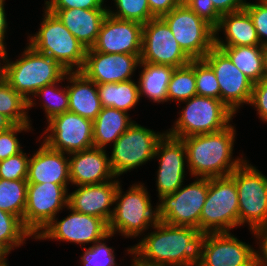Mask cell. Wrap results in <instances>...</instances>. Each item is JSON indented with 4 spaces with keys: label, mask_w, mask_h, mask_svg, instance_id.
<instances>
[{
    "label": "cell",
    "mask_w": 267,
    "mask_h": 266,
    "mask_svg": "<svg viewBox=\"0 0 267 266\" xmlns=\"http://www.w3.org/2000/svg\"><path fill=\"white\" fill-rule=\"evenodd\" d=\"M216 47L220 48L254 84L263 79L264 57L262 45Z\"/></svg>",
    "instance_id": "cell-30"
},
{
    "label": "cell",
    "mask_w": 267,
    "mask_h": 266,
    "mask_svg": "<svg viewBox=\"0 0 267 266\" xmlns=\"http://www.w3.org/2000/svg\"><path fill=\"white\" fill-rule=\"evenodd\" d=\"M119 178L101 184L80 185L69 192L68 206L74 211L103 219L107 224L111 220L115 193Z\"/></svg>",
    "instance_id": "cell-21"
},
{
    "label": "cell",
    "mask_w": 267,
    "mask_h": 266,
    "mask_svg": "<svg viewBox=\"0 0 267 266\" xmlns=\"http://www.w3.org/2000/svg\"><path fill=\"white\" fill-rule=\"evenodd\" d=\"M28 237L35 239L19 217L0 209V252L7 257L12 250L23 246Z\"/></svg>",
    "instance_id": "cell-31"
},
{
    "label": "cell",
    "mask_w": 267,
    "mask_h": 266,
    "mask_svg": "<svg viewBox=\"0 0 267 266\" xmlns=\"http://www.w3.org/2000/svg\"><path fill=\"white\" fill-rule=\"evenodd\" d=\"M65 82V76L59 81L54 82L44 87L40 88L33 97L28 101V110L30 108L36 106V101L34 100L35 96L36 99L39 97L43 101V109L45 111V117L47 121H49L52 117L67 112L69 110V96L67 86H59V83ZM44 99V100H43ZM35 101V102H34Z\"/></svg>",
    "instance_id": "cell-32"
},
{
    "label": "cell",
    "mask_w": 267,
    "mask_h": 266,
    "mask_svg": "<svg viewBox=\"0 0 267 266\" xmlns=\"http://www.w3.org/2000/svg\"><path fill=\"white\" fill-rule=\"evenodd\" d=\"M6 44L0 43V83L6 81V66L8 60ZM3 63H2V62Z\"/></svg>",
    "instance_id": "cell-48"
},
{
    "label": "cell",
    "mask_w": 267,
    "mask_h": 266,
    "mask_svg": "<svg viewBox=\"0 0 267 266\" xmlns=\"http://www.w3.org/2000/svg\"><path fill=\"white\" fill-rule=\"evenodd\" d=\"M112 236L114 235L109 233L90 247H83L84 253L80 257V264L83 266H119L115 259L114 249L105 243V240Z\"/></svg>",
    "instance_id": "cell-38"
},
{
    "label": "cell",
    "mask_w": 267,
    "mask_h": 266,
    "mask_svg": "<svg viewBox=\"0 0 267 266\" xmlns=\"http://www.w3.org/2000/svg\"><path fill=\"white\" fill-rule=\"evenodd\" d=\"M244 9L252 18L261 45H267V3L246 2Z\"/></svg>",
    "instance_id": "cell-42"
},
{
    "label": "cell",
    "mask_w": 267,
    "mask_h": 266,
    "mask_svg": "<svg viewBox=\"0 0 267 266\" xmlns=\"http://www.w3.org/2000/svg\"><path fill=\"white\" fill-rule=\"evenodd\" d=\"M152 228V232L131 246V254L139 261L157 266H198L201 263L207 232L162 221Z\"/></svg>",
    "instance_id": "cell-1"
},
{
    "label": "cell",
    "mask_w": 267,
    "mask_h": 266,
    "mask_svg": "<svg viewBox=\"0 0 267 266\" xmlns=\"http://www.w3.org/2000/svg\"><path fill=\"white\" fill-rule=\"evenodd\" d=\"M44 131L43 142L56 151L70 154L93 147V121L70 111L52 117Z\"/></svg>",
    "instance_id": "cell-13"
},
{
    "label": "cell",
    "mask_w": 267,
    "mask_h": 266,
    "mask_svg": "<svg viewBox=\"0 0 267 266\" xmlns=\"http://www.w3.org/2000/svg\"><path fill=\"white\" fill-rule=\"evenodd\" d=\"M68 185L54 183L28 184L23 225L36 237L68 206ZM57 214V215H56Z\"/></svg>",
    "instance_id": "cell-12"
},
{
    "label": "cell",
    "mask_w": 267,
    "mask_h": 266,
    "mask_svg": "<svg viewBox=\"0 0 267 266\" xmlns=\"http://www.w3.org/2000/svg\"><path fill=\"white\" fill-rule=\"evenodd\" d=\"M27 110L28 101L6 81L0 83V113L9 118L14 124H31Z\"/></svg>",
    "instance_id": "cell-36"
},
{
    "label": "cell",
    "mask_w": 267,
    "mask_h": 266,
    "mask_svg": "<svg viewBox=\"0 0 267 266\" xmlns=\"http://www.w3.org/2000/svg\"><path fill=\"white\" fill-rule=\"evenodd\" d=\"M107 154L105 149L95 147L68 154L71 185L101 184L115 179Z\"/></svg>",
    "instance_id": "cell-22"
},
{
    "label": "cell",
    "mask_w": 267,
    "mask_h": 266,
    "mask_svg": "<svg viewBox=\"0 0 267 266\" xmlns=\"http://www.w3.org/2000/svg\"><path fill=\"white\" fill-rule=\"evenodd\" d=\"M125 111L103 107L93 121V147L105 149L133 124L134 120Z\"/></svg>",
    "instance_id": "cell-27"
},
{
    "label": "cell",
    "mask_w": 267,
    "mask_h": 266,
    "mask_svg": "<svg viewBox=\"0 0 267 266\" xmlns=\"http://www.w3.org/2000/svg\"><path fill=\"white\" fill-rule=\"evenodd\" d=\"M168 101L181 103L197 95L195 59L182 67L175 68L168 84Z\"/></svg>",
    "instance_id": "cell-34"
},
{
    "label": "cell",
    "mask_w": 267,
    "mask_h": 266,
    "mask_svg": "<svg viewBox=\"0 0 267 266\" xmlns=\"http://www.w3.org/2000/svg\"><path fill=\"white\" fill-rule=\"evenodd\" d=\"M49 148L44 142L30 156L26 181L28 184L54 183L69 185V155Z\"/></svg>",
    "instance_id": "cell-23"
},
{
    "label": "cell",
    "mask_w": 267,
    "mask_h": 266,
    "mask_svg": "<svg viewBox=\"0 0 267 266\" xmlns=\"http://www.w3.org/2000/svg\"><path fill=\"white\" fill-rule=\"evenodd\" d=\"M118 184L113 214L108 223L109 233L136 238L152 228L158 220L157 205L153 208L150 194L144 183H134L125 193ZM124 193V194H123Z\"/></svg>",
    "instance_id": "cell-3"
},
{
    "label": "cell",
    "mask_w": 267,
    "mask_h": 266,
    "mask_svg": "<svg viewBox=\"0 0 267 266\" xmlns=\"http://www.w3.org/2000/svg\"><path fill=\"white\" fill-rule=\"evenodd\" d=\"M208 193V178L196 177L176 192L157 202L158 220L173 226H190L199 230L200 215Z\"/></svg>",
    "instance_id": "cell-11"
},
{
    "label": "cell",
    "mask_w": 267,
    "mask_h": 266,
    "mask_svg": "<svg viewBox=\"0 0 267 266\" xmlns=\"http://www.w3.org/2000/svg\"><path fill=\"white\" fill-rule=\"evenodd\" d=\"M71 212L66 218L55 217L35 237L39 240L66 241L81 245L94 244L109 234L108 224L101 218L82 214L67 206Z\"/></svg>",
    "instance_id": "cell-14"
},
{
    "label": "cell",
    "mask_w": 267,
    "mask_h": 266,
    "mask_svg": "<svg viewBox=\"0 0 267 266\" xmlns=\"http://www.w3.org/2000/svg\"><path fill=\"white\" fill-rule=\"evenodd\" d=\"M248 266H258L257 264H256V262H255V260L251 263V264H249Z\"/></svg>",
    "instance_id": "cell-53"
},
{
    "label": "cell",
    "mask_w": 267,
    "mask_h": 266,
    "mask_svg": "<svg viewBox=\"0 0 267 266\" xmlns=\"http://www.w3.org/2000/svg\"><path fill=\"white\" fill-rule=\"evenodd\" d=\"M214 30L215 46L261 45L252 18L245 9L221 15L219 25ZM222 30L225 40L219 37Z\"/></svg>",
    "instance_id": "cell-26"
},
{
    "label": "cell",
    "mask_w": 267,
    "mask_h": 266,
    "mask_svg": "<svg viewBox=\"0 0 267 266\" xmlns=\"http://www.w3.org/2000/svg\"><path fill=\"white\" fill-rule=\"evenodd\" d=\"M54 13L63 25L76 37L86 49L92 48L107 9H47Z\"/></svg>",
    "instance_id": "cell-24"
},
{
    "label": "cell",
    "mask_w": 267,
    "mask_h": 266,
    "mask_svg": "<svg viewBox=\"0 0 267 266\" xmlns=\"http://www.w3.org/2000/svg\"><path fill=\"white\" fill-rule=\"evenodd\" d=\"M195 80L198 96L220 100V87L215 72L204 59H195Z\"/></svg>",
    "instance_id": "cell-39"
},
{
    "label": "cell",
    "mask_w": 267,
    "mask_h": 266,
    "mask_svg": "<svg viewBox=\"0 0 267 266\" xmlns=\"http://www.w3.org/2000/svg\"><path fill=\"white\" fill-rule=\"evenodd\" d=\"M65 80L69 96V110L94 121L102 110L97 84L81 71H67Z\"/></svg>",
    "instance_id": "cell-25"
},
{
    "label": "cell",
    "mask_w": 267,
    "mask_h": 266,
    "mask_svg": "<svg viewBox=\"0 0 267 266\" xmlns=\"http://www.w3.org/2000/svg\"><path fill=\"white\" fill-rule=\"evenodd\" d=\"M5 0H0V43L6 44L5 37L7 33V17H6V11H5Z\"/></svg>",
    "instance_id": "cell-47"
},
{
    "label": "cell",
    "mask_w": 267,
    "mask_h": 266,
    "mask_svg": "<svg viewBox=\"0 0 267 266\" xmlns=\"http://www.w3.org/2000/svg\"><path fill=\"white\" fill-rule=\"evenodd\" d=\"M114 10L107 9L108 14L122 20H132L142 24L156 18L149 9L148 0H114Z\"/></svg>",
    "instance_id": "cell-37"
},
{
    "label": "cell",
    "mask_w": 267,
    "mask_h": 266,
    "mask_svg": "<svg viewBox=\"0 0 267 266\" xmlns=\"http://www.w3.org/2000/svg\"><path fill=\"white\" fill-rule=\"evenodd\" d=\"M254 251L231 232L207 233L198 266H248L255 260Z\"/></svg>",
    "instance_id": "cell-20"
},
{
    "label": "cell",
    "mask_w": 267,
    "mask_h": 266,
    "mask_svg": "<svg viewBox=\"0 0 267 266\" xmlns=\"http://www.w3.org/2000/svg\"><path fill=\"white\" fill-rule=\"evenodd\" d=\"M102 107H111L128 113L140 101L138 84L134 80L97 84Z\"/></svg>",
    "instance_id": "cell-29"
},
{
    "label": "cell",
    "mask_w": 267,
    "mask_h": 266,
    "mask_svg": "<svg viewBox=\"0 0 267 266\" xmlns=\"http://www.w3.org/2000/svg\"><path fill=\"white\" fill-rule=\"evenodd\" d=\"M182 103L186 106L178 113L171 129L166 130L178 139L220 131L231 124L235 115L219 99L196 95Z\"/></svg>",
    "instance_id": "cell-6"
},
{
    "label": "cell",
    "mask_w": 267,
    "mask_h": 266,
    "mask_svg": "<svg viewBox=\"0 0 267 266\" xmlns=\"http://www.w3.org/2000/svg\"><path fill=\"white\" fill-rule=\"evenodd\" d=\"M183 3L215 29L221 15L244 9L246 0H183Z\"/></svg>",
    "instance_id": "cell-33"
},
{
    "label": "cell",
    "mask_w": 267,
    "mask_h": 266,
    "mask_svg": "<svg viewBox=\"0 0 267 266\" xmlns=\"http://www.w3.org/2000/svg\"><path fill=\"white\" fill-rule=\"evenodd\" d=\"M26 180H5L0 178V209L12 213L23 222L26 198Z\"/></svg>",
    "instance_id": "cell-35"
},
{
    "label": "cell",
    "mask_w": 267,
    "mask_h": 266,
    "mask_svg": "<svg viewBox=\"0 0 267 266\" xmlns=\"http://www.w3.org/2000/svg\"><path fill=\"white\" fill-rule=\"evenodd\" d=\"M154 158H158L156 186L158 198L176 192L184 185L185 170L188 166L184 142L167 133L158 141ZM186 165V166H185Z\"/></svg>",
    "instance_id": "cell-17"
},
{
    "label": "cell",
    "mask_w": 267,
    "mask_h": 266,
    "mask_svg": "<svg viewBox=\"0 0 267 266\" xmlns=\"http://www.w3.org/2000/svg\"><path fill=\"white\" fill-rule=\"evenodd\" d=\"M215 72L220 87V100L235 114L250 103L254 83L229 57L214 46L203 58Z\"/></svg>",
    "instance_id": "cell-15"
},
{
    "label": "cell",
    "mask_w": 267,
    "mask_h": 266,
    "mask_svg": "<svg viewBox=\"0 0 267 266\" xmlns=\"http://www.w3.org/2000/svg\"><path fill=\"white\" fill-rule=\"evenodd\" d=\"M7 258L4 257L1 261H0V266H9L8 263H7Z\"/></svg>",
    "instance_id": "cell-52"
},
{
    "label": "cell",
    "mask_w": 267,
    "mask_h": 266,
    "mask_svg": "<svg viewBox=\"0 0 267 266\" xmlns=\"http://www.w3.org/2000/svg\"><path fill=\"white\" fill-rule=\"evenodd\" d=\"M249 105L254 106L261 121L267 122V79L263 78L253 85Z\"/></svg>",
    "instance_id": "cell-44"
},
{
    "label": "cell",
    "mask_w": 267,
    "mask_h": 266,
    "mask_svg": "<svg viewBox=\"0 0 267 266\" xmlns=\"http://www.w3.org/2000/svg\"><path fill=\"white\" fill-rule=\"evenodd\" d=\"M239 227V202L230 177L208 178V193L199 220V231L230 232Z\"/></svg>",
    "instance_id": "cell-7"
},
{
    "label": "cell",
    "mask_w": 267,
    "mask_h": 266,
    "mask_svg": "<svg viewBox=\"0 0 267 266\" xmlns=\"http://www.w3.org/2000/svg\"><path fill=\"white\" fill-rule=\"evenodd\" d=\"M142 29V23L107 14L91 49L110 54H141Z\"/></svg>",
    "instance_id": "cell-18"
},
{
    "label": "cell",
    "mask_w": 267,
    "mask_h": 266,
    "mask_svg": "<svg viewBox=\"0 0 267 266\" xmlns=\"http://www.w3.org/2000/svg\"><path fill=\"white\" fill-rule=\"evenodd\" d=\"M170 28L182 50L191 59H203L215 46V30L185 3L160 17Z\"/></svg>",
    "instance_id": "cell-9"
},
{
    "label": "cell",
    "mask_w": 267,
    "mask_h": 266,
    "mask_svg": "<svg viewBox=\"0 0 267 266\" xmlns=\"http://www.w3.org/2000/svg\"><path fill=\"white\" fill-rule=\"evenodd\" d=\"M29 156L23 150L0 161V178L5 180H26Z\"/></svg>",
    "instance_id": "cell-41"
},
{
    "label": "cell",
    "mask_w": 267,
    "mask_h": 266,
    "mask_svg": "<svg viewBox=\"0 0 267 266\" xmlns=\"http://www.w3.org/2000/svg\"><path fill=\"white\" fill-rule=\"evenodd\" d=\"M260 3H267V0H257Z\"/></svg>",
    "instance_id": "cell-54"
},
{
    "label": "cell",
    "mask_w": 267,
    "mask_h": 266,
    "mask_svg": "<svg viewBox=\"0 0 267 266\" xmlns=\"http://www.w3.org/2000/svg\"><path fill=\"white\" fill-rule=\"evenodd\" d=\"M140 61L178 68L189 64L192 59L182 50L168 25L159 17L143 24Z\"/></svg>",
    "instance_id": "cell-16"
},
{
    "label": "cell",
    "mask_w": 267,
    "mask_h": 266,
    "mask_svg": "<svg viewBox=\"0 0 267 266\" xmlns=\"http://www.w3.org/2000/svg\"><path fill=\"white\" fill-rule=\"evenodd\" d=\"M14 123L5 115L0 113V132L9 129Z\"/></svg>",
    "instance_id": "cell-49"
},
{
    "label": "cell",
    "mask_w": 267,
    "mask_h": 266,
    "mask_svg": "<svg viewBox=\"0 0 267 266\" xmlns=\"http://www.w3.org/2000/svg\"><path fill=\"white\" fill-rule=\"evenodd\" d=\"M252 234L255 236L256 241L259 240V250L254 251L255 262L258 266H267V227L254 229Z\"/></svg>",
    "instance_id": "cell-45"
},
{
    "label": "cell",
    "mask_w": 267,
    "mask_h": 266,
    "mask_svg": "<svg viewBox=\"0 0 267 266\" xmlns=\"http://www.w3.org/2000/svg\"><path fill=\"white\" fill-rule=\"evenodd\" d=\"M183 0H148L151 13L159 18L181 4Z\"/></svg>",
    "instance_id": "cell-46"
},
{
    "label": "cell",
    "mask_w": 267,
    "mask_h": 266,
    "mask_svg": "<svg viewBox=\"0 0 267 266\" xmlns=\"http://www.w3.org/2000/svg\"><path fill=\"white\" fill-rule=\"evenodd\" d=\"M46 9H108L104 4L105 0H46Z\"/></svg>",
    "instance_id": "cell-43"
},
{
    "label": "cell",
    "mask_w": 267,
    "mask_h": 266,
    "mask_svg": "<svg viewBox=\"0 0 267 266\" xmlns=\"http://www.w3.org/2000/svg\"><path fill=\"white\" fill-rule=\"evenodd\" d=\"M31 129V124H14L9 129L0 132V161L23 150L17 134L22 131L28 132Z\"/></svg>",
    "instance_id": "cell-40"
},
{
    "label": "cell",
    "mask_w": 267,
    "mask_h": 266,
    "mask_svg": "<svg viewBox=\"0 0 267 266\" xmlns=\"http://www.w3.org/2000/svg\"><path fill=\"white\" fill-rule=\"evenodd\" d=\"M236 183L239 227L254 230L267 227V176L245 160L229 175Z\"/></svg>",
    "instance_id": "cell-8"
},
{
    "label": "cell",
    "mask_w": 267,
    "mask_h": 266,
    "mask_svg": "<svg viewBox=\"0 0 267 266\" xmlns=\"http://www.w3.org/2000/svg\"><path fill=\"white\" fill-rule=\"evenodd\" d=\"M262 52L264 57L263 78L267 79V45L262 46Z\"/></svg>",
    "instance_id": "cell-50"
},
{
    "label": "cell",
    "mask_w": 267,
    "mask_h": 266,
    "mask_svg": "<svg viewBox=\"0 0 267 266\" xmlns=\"http://www.w3.org/2000/svg\"><path fill=\"white\" fill-rule=\"evenodd\" d=\"M128 250V253L127 254H130L133 259H131V265L130 266H146L145 263H142L141 261H139L134 255L131 254V247L130 248H127Z\"/></svg>",
    "instance_id": "cell-51"
},
{
    "label": "cell",
    "mask_w": 267,
    "mask_h": 266,
    "mask_svg": "<svg viewBox=\"0 0 267 266\" xmlns=\"http://www.w3.org/2000/svg\"><path fill=\"white\" fill-rule=\"evenodd\" d=\"M5 256L0 252V261L4 258Z\"/></svg>",
    "instance_id": "cell-55"
},
{
    "label": "cell",
    "mask_w": 267,
    "mask_h": 266,
    "mask_svg": "<svg viewBox=\"0 0 267 266\" xmlns=\"http://www.w3.org/2000/svg\"><path fill=\"white\" fill-rule=\"evenodd\" d=\"M43 12L40 28L35 34L28 35L27 44L36 51L50 56L67 71H80L87 49L54 13L46 8Z\"/></svg>",
    "instance_id": "cell-4"
},
{
    "label": "cell",
    "mask_w": 267,
    "mask_h": 266,
    "mask_svg": "<svg viewBox=\"0 0 267 266\" xmlns=\"http://www.w3.org/2000/svg\"><path fill=\"white\" fill-rule=\"evenodd\" d=\"M166 132H155L147 127L133 124L112 145L110 166L118 178L132 169L154 159L158 141Z\"/></svg>",
    "instance_id": "cell-10"
},
{
    "label": "cell",
    "mask_w": 267,
    "mask_h": 266,
    "mask_svg": "<svg viewBox=\"0 0 267 266\" xmlns=\"http://www.w3.org/2000/svg\"><path fill=\"white\" fill-rule=\"evenodd\" d=\"M141 54H110L87 49L85 61L80 70L96 84L118 83L132 80L139 66Z\"/></svg>",
    "instance_id": "cell-19"
},
{
    "label": "cell",
    "mask_w": 267,
    "mask_h": 266,
    "mask_svg": "<svg viewBox=\"0 0 267 266\" xmlns=\"http://www.w3.org/2000/svg\"><path fill=\"white\" fill-rule=\"evenodd\" d=\"M7 60L6 82L29 101L45 85L59 82L67 73L57 61L29 44L16 61Z\"/></svg>",
    "instance_id": "cell-5"
},
{
    "label": "cell",
    "mask_w": 267,
    "mask_h": 266,
    "mask_svg": "<svg viewBox=\"0 0 267 266\" xmlns=\"http://www.w3.org/2000/svg\"><path fill=\"white\" fill-rule=\"evenodd\" d=\"M236 128L232 124L213 133L182 138L191 177L217 178L229 176L246 159H234Z\"/></svg>",
    "instance_id": "cell-2"
},
{
    "label": "cell",
    "mask_w": 267,
    "mask_h": 266,
    "mask_svg": "<svg viewBox=\"0 0 267 266\" xmlns=\"http://www.w3.org/2000/svg\"><path fill=\"white\" fill-rule=\"evenodd\" d=\"M138 67L142 68L137 81L139 97L146 96L158 104L168 102V84L175 68L141 61Z\"/></svg>",
    "instance_id": "cell-28"
}]
</instances>
